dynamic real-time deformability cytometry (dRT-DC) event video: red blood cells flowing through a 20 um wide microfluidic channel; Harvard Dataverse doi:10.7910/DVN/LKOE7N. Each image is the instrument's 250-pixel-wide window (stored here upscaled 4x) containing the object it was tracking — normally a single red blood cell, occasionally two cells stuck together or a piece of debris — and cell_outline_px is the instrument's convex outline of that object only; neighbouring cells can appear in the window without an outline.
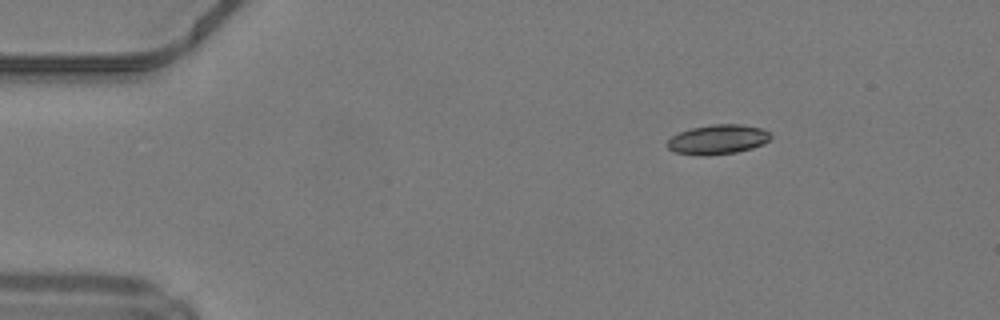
{"species": "common noctule bat (a hibernating species)", "species_latin": "Nyctalus noctula", "temperature_condition": "warm", "stored_images_in_passage": 9, "camera_frame_rate_fps": 3000, "um_per_image_px": 0.085, "animal": {"sex": "male", "body_mass_g": 19.2, "forearm_length_mm": 51.8}, "frame": {"image": 1, "passage_image": 1, "time_ms": 0.0, "image_size_px": [1000, 320], "cell_outline_px": [[772, 136], [764, 144], [752, 148], [736, 152], [708, 156], [700, 156], [676, 152], [668, 148], [664, 144], [672, 136], [680, 132], [692, 128], [712, 124], [740, 124], [760, 128], [768, 132]], "centroid_in_image_um": [60.99, 11.86], "position_along_channel_um": 24.0, "area_um2": 17.86}}